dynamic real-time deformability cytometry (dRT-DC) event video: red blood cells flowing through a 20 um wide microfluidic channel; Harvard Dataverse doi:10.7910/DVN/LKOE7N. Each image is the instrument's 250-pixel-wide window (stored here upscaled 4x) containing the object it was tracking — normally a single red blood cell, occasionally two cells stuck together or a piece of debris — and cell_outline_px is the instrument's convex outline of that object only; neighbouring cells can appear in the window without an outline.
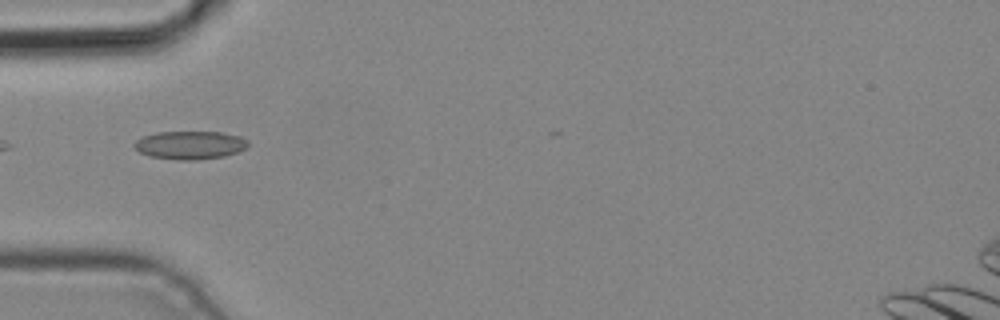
{"species": "common noctule bat (a hibernating species)", "species_latin": "Nyctalus noctula", "temperature_condition": "cold", "stored_images_in_passage": 5, "camera_frame_rate_fps": 3000, "um_per_image_px": 0.085, "animal": {"sex": "male", "body_mass_g": 19.2, "forearm_length_mm": 51.8}, "frame": {"image": 1, "passage_image": 5, "time_ms": 1.333, "image_size_px": [1000, 320], "cell_outline_px": [[248, 148], [224, 156], [196, 160], [176, 160], [148, 156], [140, 152], [132, 144], [136, 140], [144, 136], [156, 132], [220, 132], [240, 136], [248, 140]], "centroid_in_image_um": [16.15, 12.33], "position_along_channel_um": 68.8, "area_um2": 18.79}}